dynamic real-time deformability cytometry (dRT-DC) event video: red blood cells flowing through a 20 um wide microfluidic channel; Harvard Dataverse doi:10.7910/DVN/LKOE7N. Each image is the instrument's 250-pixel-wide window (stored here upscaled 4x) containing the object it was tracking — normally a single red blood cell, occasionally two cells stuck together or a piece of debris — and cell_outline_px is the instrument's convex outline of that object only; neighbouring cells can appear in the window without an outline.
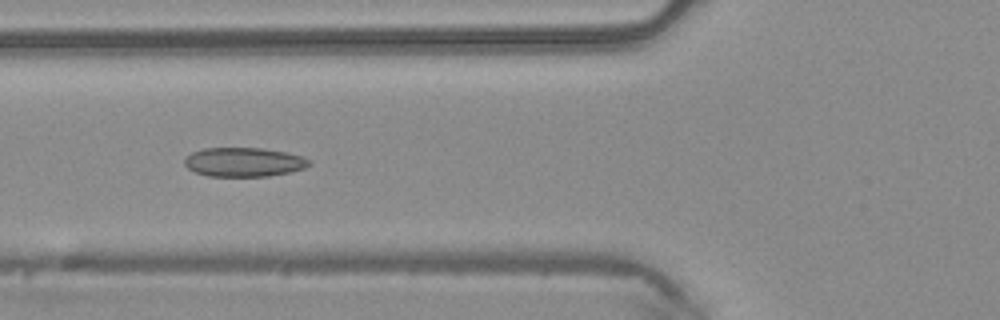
{"species": "common noctule bat (a hibernating species)", "species_latin": "Nyctalus noctula", "temperature_condition": "warm", "stored_images_in_passage": 48, "camera_frame_rate_fps": 3000, "um_per_image_px": 0.085, "animal": {"sex": "male", "body_mass_g": 20.4}, "frame": {"image": 1, "passage_image": 18, "time_ms": 5.667, "image_size_px": [1000, 320], "cell_outline_px": [[312, 164], [304, 168], [288, 172], [268, 176], [208, 176], [196, 172], [188, 168], [184, 164], [184, 156], [192, 152], [204, 148], [264, 148], [304, 156], [312, 160]], "centroid_in_image_um": [20.73, 13.77], "position_along_channel_um": 105.1, "area_um2": 21.27}}
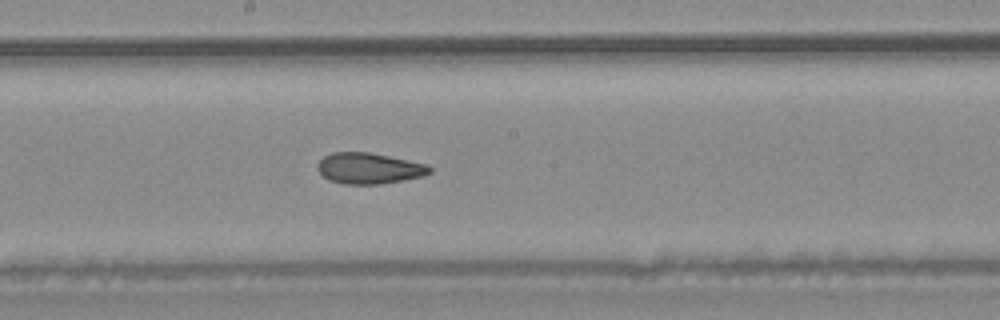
{"frame": {"image": 2, "passage_image": 26, "time_ms": 8.333, "image_size_px": [1000, 320], "cell_outline_px": [[432, 172], [424, 176], [404, 180], [380, 184], [344, 184], [328, 180], [316, 168], [316, 164], [324, 156], [332, 152], [368, 152], [428, 164], [432, 168]], "centroid_in_image_um": [31.37, 14.31], "position_along_channel_um": 216.8, "area_um2": 20.35}}
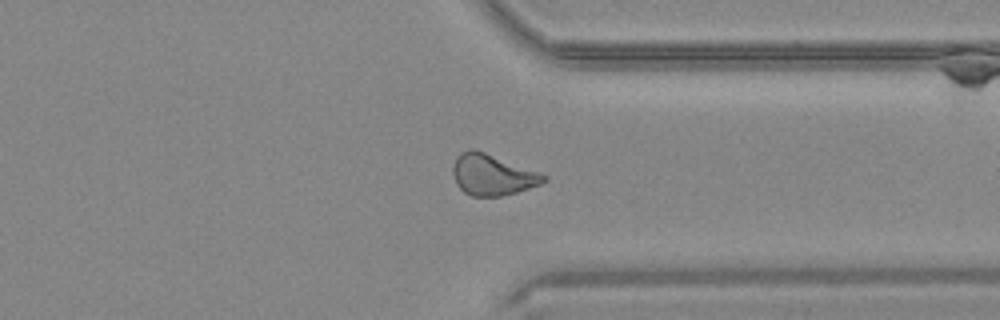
{"frame": {"image": 3, "passage_image": 37, "time_ms": 12.0, "image_size_px": [1000, 320], "cell_outline_px": [[548, 180], [540, 184], [516, 192], [500, 196], [472, 196], [464, 192], [456, 184], [452, 172], [452, 164], [456, 156], [460, 152], [468, 148], [476, 148], [540, 172], [548, 176]], "centroid_in_image_um": [41.83, 14.82], "position_along_channel_um": 369.6, "area_um2": 22.08}, "authors_computed_cell_mechanics": {"area_um2": 22.0218, "velocity_mm_per_s": 4.1805, "shape_relaxation_time_tau1_ms": null, "shape_relaxation_time_tau2_ms": 2.8624, "deformation_change_tau1": null, "deformation_change_tau2": 0.0978}}